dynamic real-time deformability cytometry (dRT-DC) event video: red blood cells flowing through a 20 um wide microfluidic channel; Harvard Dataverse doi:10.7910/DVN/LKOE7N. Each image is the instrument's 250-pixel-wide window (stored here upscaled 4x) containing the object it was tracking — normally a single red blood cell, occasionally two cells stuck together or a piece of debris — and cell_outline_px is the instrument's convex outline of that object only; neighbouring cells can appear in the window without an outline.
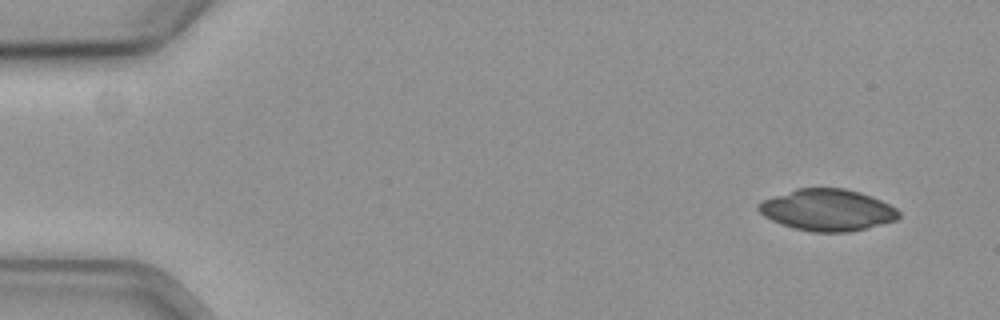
{"species": "common noctule bat (a hibernating species)", "species_latin": "Nyctalus noctula", "temperature_condition": "cold", "stored_images_in_passage": 54, "camera_frame_rate_fps": 3000, "um_per_image_px": 0.085, "animal": {"sex": "female", "body_mass_g": 19.3, "forearm_length_mm": 54.1}, "frame": {"image": 1, "passage_image": 1, "time_ms": 0.0, "image_size_px": [1000, 320], "cell_outline_px": [[900, 216], [896, 220], [848, 232], [812, 232], [796, 228], [772, 220], [764, 216], [756, 208], [756, 204], [760, 200], [796, 188], [844, 188], [860, 192], [872, 196], [896, 208], [900, 212]], "centroid_in_image_um": [70.29, 17.83], "position_along_channel_um": 14.7, "area_um2": 33.93}}